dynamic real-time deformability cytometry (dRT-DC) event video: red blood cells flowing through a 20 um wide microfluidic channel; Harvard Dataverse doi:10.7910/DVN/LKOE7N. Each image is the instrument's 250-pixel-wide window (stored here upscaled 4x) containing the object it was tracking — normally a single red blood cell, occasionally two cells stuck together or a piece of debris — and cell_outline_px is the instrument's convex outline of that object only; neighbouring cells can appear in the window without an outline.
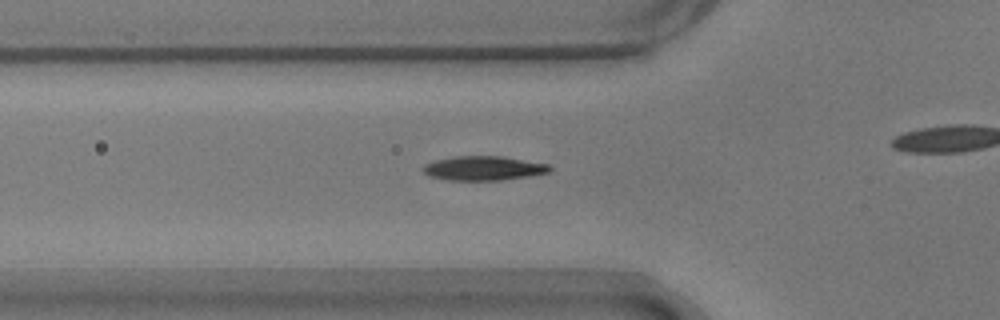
{"species": "common noctule bat (a hibernating species)", "species_latin": "Nyctalus noctula", "temperature_condition": "warm", "stored_images_in_passage": 28, "camera_frame_rate_fps": 3000, "um_per_image_px": 0.085, "animal": {"sex": "male", "body_mass_g": 17.9}, "frame": {"image": 1, "passage_image": 3, "time_ms": 0.667, "image_size_px": [1000, 320], "cell_outline_px": [[552, 172], [504, 180], [448, 180], [428, 176], [420, 168], [424, 164], [436, 160], [452, 156], [504, 156], [548, 164], [552, 168]], "centroid_in_image_um": [41.09, 14.3], "position_along_channel_um": 84.7, "area_um2": 18.15}}
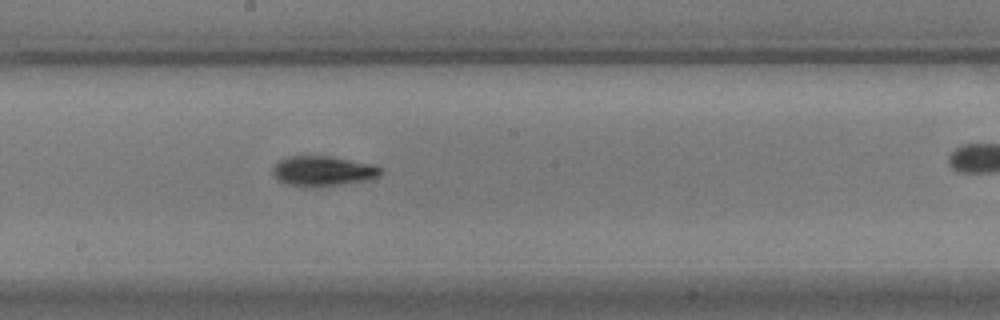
{"frame": {"image": 2, "passage_image": 14, "time_ms": 4.333, "image_size_px": [1000, 320], "cell_outline_px": [[384, 172], [380, 176], [364, 180], [340, 184], [288, 184], [276, 180], [272, 172], [272, 164], [276, 160], [288, 156], [328, 156], [376, 164], [384, 168]], "centroid_in_image_um": [27.46, 14.48], "position_along_channel_um": 220.7, "area_um2": 18.61}}
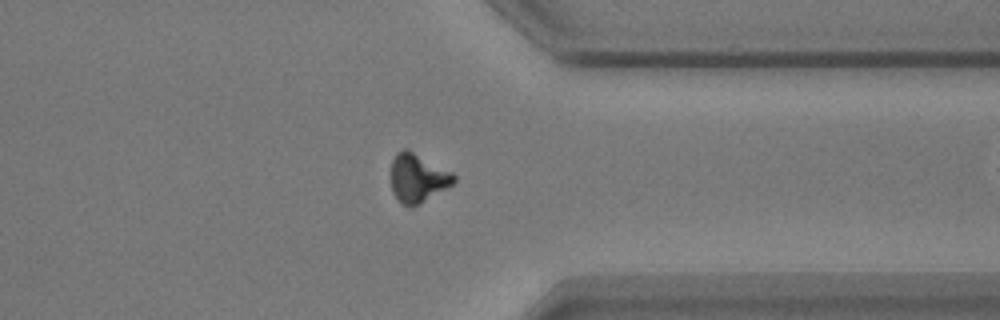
{"frame": {"image": 3, "passage_image": 27, "time_ms": 8.667, "image_size_px": [1000, 320], "cell_outline_px": [[456, 180], [452, 184], [420, 204], [412, 208], [408, 208], [400, 204], [392, 192], [392, 160], [396, 152], [404, 148], [452, 172], [456, 176]], "centroid_in_image_um": [35.48, 15.18], "position_along_channel_um": 375.9, "area_um2": 17.69}}